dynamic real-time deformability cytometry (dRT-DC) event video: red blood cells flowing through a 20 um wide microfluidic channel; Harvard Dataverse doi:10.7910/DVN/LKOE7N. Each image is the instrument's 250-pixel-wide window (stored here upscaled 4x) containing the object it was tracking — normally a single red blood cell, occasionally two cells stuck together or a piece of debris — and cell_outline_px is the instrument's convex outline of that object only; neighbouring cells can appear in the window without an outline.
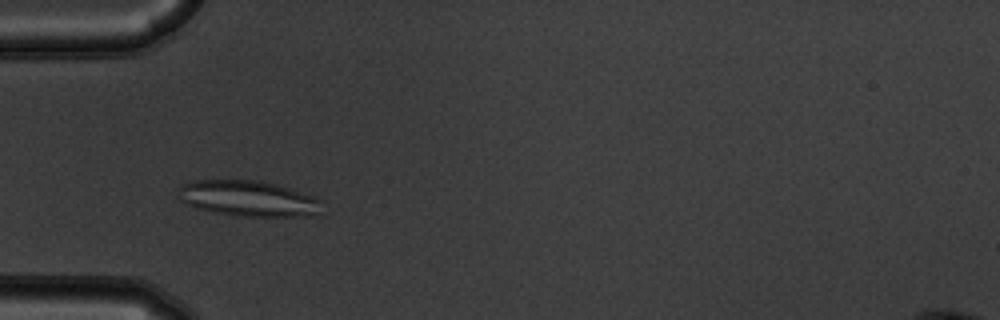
{"species": "common noctule bat (a hibernating species)", "species_latin": "Nyctalus noctula", "temperature_condition": "warm", "stored_images_in_passage": 48, "camera_frame_rate_fps": 3000, "um_per_image_px": 0.085, "animal": {"sex": "male", "body_mass_g": 19.5, "forearm_length_mm": 54.6}, "frame": {"image": 1, "passage_image": 11, "time_ms": 3.333, "image_size_px": [1000, 320], "cell_outline_px": [[324, 200], [312, 212], [296, 216], [236, 216], [196, 208], [180, 200], [176, 196], [176, 188], [180, 184], [196, 180], [260, 180], [276, 184], [316, 196]], "centroid_in_image_um": [20.98, 16.84], "position_along_channel_um": 64.0, "area_um2": 29.77}}
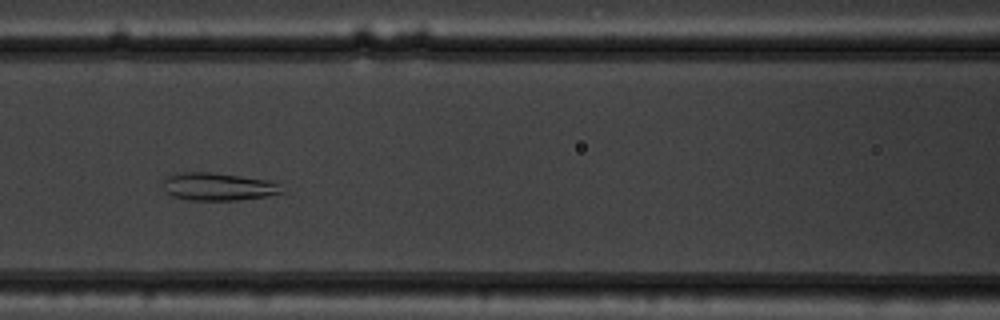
{"frame": {"image": 2, "passage_image": 18, "time_ms": 5.667, "image_size_px": [1000, 320], "cell_outline_px": [[284, 192], [268, 196], [240, 200], [192, 200], [172, 196], [164, 192], [164, 180], [168, 176], [184, 172], [212, 172], [268, 180], [276, 184]], "centroid_in_image_um": [18.52, 15.87], "position_along_channel_um": 148.1, "area_um2": 19.02}}
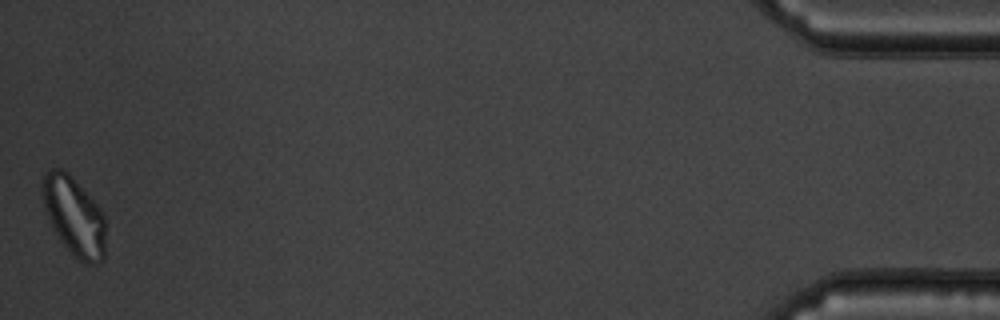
{"frame": {"image": 3, "passage_image": 48, "time_ms": 15.667, "image_size_px": [1000, 320], "cell_outline_px": [[104, 260], [96, 264], [88, 264], [72, 256], [60, 240], [52, 228], [44, 208], [40, 192], [40, 188], [44, 172], [52, 168], [60, 168], [68, 172], [72, 176], [100, 208], [104, 216]], "centroid_in_image_um": [6.25, 18.36], "position_along_channel_um": 428.9, "area_um2": 29.3}, "authors_computed_cell_mechanics": {"area_um2": 25.6632, "velocity_mm_per_s": 3.6941, "shape_relaxation_time_tau1_ms": null, "shape_relaxation_time_tau2_ms": 2.4931, "deformation_change_tau1": null, "deformation_change_tau2": 0.0896}}